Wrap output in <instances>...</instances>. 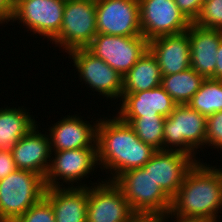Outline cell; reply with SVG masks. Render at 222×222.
Here are the masks:
<instances>
[{
  "mask_svg": "<svg viewBox=\"0 0 222 222\" xmlns=\"http://www.w3.org/2000/svg\"><path fill=\"white\" fill-rule=\"evenodd\" d=\"M65 0H14L10 22L18 21L51 42L60 32Z\"/></svg>",
  "mask_w": 222,
  "mask_h": 222,
  "instance_id": "9",
  "label": "cell"
},
{
  "mask_svg": "<svg viewBox=\"0 0 222 222\" xmlns=\"http://www.w3.org/2000/svg\"><path fill=\"white\" fill-rule=\"evenodd\" d=\"M211 1H214V0H202L203 4L209 3Z\"/></svg>",
  "mask_w": 222,
  "mask_h": 222,
  "instance_id": "35",
  "label": "cell"
},
{
  "mask_svg": "<svg viewBox=\"0 0 222 222\" xmlns=\"http://www.w3.org/2000/svg\"><path fill=\"white\" fill-rule=\"evenodd\" d=\"M14 11V0H0V24L10 22Z\"/></svg>",
  "mask_w": 222,
  "mask_h": 222,
  "instance_id": "32",
  "label": "cell"
},
{
  "mask_svg": "<svg viewBox=\"0 0 222 222\" xmlns=\"http://www.w3.org/2000/svg\"><path fill=\"white\" fill-rule=\"evenodd\" d=\"M139 4L140 28L148 41L186 32L192 24L174 0H139Z\"/></svg>",
  "mask_w": 222,
  "mask_h": 222,
  "instance_id": "12",
  "label": "cell"
},
{
  "mask_svg": "<svg viewBox=\"0 0 222 222\" xmlns=\"http://www.w3.org/2000/svg\"><path fill=\"white\" fill-rule=\"evenodd\" d=\"M188 105L206 117L222 111V80L205 79Z\"/></svg>",
  "mask_w": 222,
  "mask_h": 222,
  "instance_id": "24",
  "label": "cell"
},
{
  "mask_svg": "<svg viewBox=\"0 0 222 222\" xmlns=\"http://www.w3.org/2000/svg\"><path fill=\"white\" fill-rule=\"evenodd\" d=\"M120 104L118 117H168L177 105L161 85L147 91L121 94Z\"/></svg>",
  "mask_w": 222,
  "mask_h": 222,
  "instance_id": "18",
  "label": "cell"
},
{
  "mask_svg": "<svg viewBox=\"0 0 222 222\" xmlns=\"http://www.w3.org/2000/svg\"><path fill=\"white\" fill-rule=\"evenodd\" d=\"M162 75L154 55L148 49L123 76L122 94L151 90L161 85Z\"/></svg>",
  "mask_w": 222,
  "mask_h": 222,
  "instance_id": "21",
  "label": "cell"
},
{
  "mask_svg": "<svg viewBox=\"0 0 222 222\" xmlns=\"http://www.w3.org/2000/svg\"><path fill=\"white\" fill-rule=\"evenodd\" d=\"M205 145L222 150V111L207 117Z\"/></svg>",
  "mask_w": 222,
  "mask_h": 222,
  "instance_id": "28",
  "label": "cell"
},
{
  "mask_svg": "<svg viewBox=\"0 0 222 222\" xmlns=\"http://www.w3.org/2000/svg\"><path fill=\"white\" fill-rule=\"evenodd\" d=\"M222 168L204 162L195 164L186 173L183 184L172 198L170 211L188 217L217 220L222 213Z\"/></svg>",
  "mask_w": 222,
  "mask_h": 222,
  "instance_id": "2",
  "label": "cell"
},
{
  "mask_svg": "<svg viewBox=\"0 0 222 222\" xmlns=\"http://www.w3.org/2000/svg\"><path fill=\"white\" fill-rule=\"evenodd\" d=\"M38 129V125L34 126L10 150L17 169L31 171L45 178L52 156L50 138L46 132L42 134Z\"/></svg>",
  "mask_w": 222,
  "mask_h": 222,
  "instance_id": "16",
  "label": "cell"
},
{
  "mask_svg": "<svg viewBox=\"0 0 222 222\" xmlns=\"http://www.w3.org/2000/svg\"><path fill=\"white\" fill-rule=\"evenodd\" d=\"M78 71L79 79L106 99L119 100L122 94L123 77L101 58L94 56L86 48H78L67 53Z\"/></svg>",
  "mask_w": 222,
  "mask_h": 222,
  "instance_id": "11",
  "label": "cell"
},
{
  "mask_svg": "<svg viewBox=\"0 0 222 222\" xmlns=\"http://www.w3.org/2000/svg\"><path fill=\"white\" fill-rule=\"evenodd\" d=\"M96 26L98 34L142 35L139 0H96Z\"/></svg>",
  "mask_w": 222,
  "mask_h": 222,
  "instance_id": "13",
  "label": "cell"
},
{
  "mask_svg": "<svg viewBox=\"0 0 222 222\" xmlns=\"http://www.w3.org/2000/svg\"><path fill=\"white\" fill-rule=\"evenodd\" d=\"M45 178L16 169L0 180V222H14L45 197Z\"/></svg>",
  "mask_w": 222,
  "mask_h": 222,
  "instance_id": "3",
  "label": "cell"
},
{
  "mask_svg": "<svg viewBox=\"0 0 222 222\" xmlns=\"http://www.w3.org/2000/svg\"><path fill=\"white\" fill-rule=\"evenodd\" d=\"M128 123L137 137L157 150H163V127L165 117H119Z\"/></svg>",
  "mask_w": 222,
  "mask_h": 222,
  "instance_id": "25",
  "label": "cell"
},
{
  "mask_svg": "<svg viewBox=\"0 0 222 222\" xmlns=\"http://www.w3.org/2000/svg\"><path fill=\"white\" fill-rule=\"evenodd\" d=\"M114 183L138 216H162L171 209L172 199L142 167L122 173Z\"/></svg>",
  "mask_w": 222,
  "mask_h": 222,
  "instance_id": "5",
  "label": "cell"
},
{
  "mask_svg": "<svg viewBox=\"0 0 222 222\" xmlns=\"http://www.w3.org/2000/svg\"><path fill=\"white\" fill-rule=\"evenodd\" d=\"M86 49L123 77L148 50V40L142 35L123 37L97 34Z\"/></svg>",
  "mask_w": 222,
  "mask_h": 222,
  "instance_id": "10",
  "label": "cell"
},
{
  "mask_svg": "<svg viewBox=\"0 0 222 222\" xmlns=\"http://www.w3.org/2000/svg\"><path fill=\"white\" fill-rule=\"evenodd\" d=\"M132 222H160L158 216H137Z\"/></svg>",
  "mask_w": 222,
  "mask_h": 222,
  "instance_id": "34",
  "label": "cell"
},
{
  "mask_svg": "<svg viewBox=\"0 0 222 222\" xmlns=\"http://www.w3.org/2000/svg\"><path fill=\"white\" fill-rule=\"evenodd\" d=\"M179 10L194 23L202 11V0H174Z\"/></svg>",
  "mask_w": 222,
  "mask_h": 222,
  "instance_id": "29",
  "label": "cell"
},
{
  "mask_svg": "<svg viewBox=\"0 0 222 222\" xmlns=\"http://www.w3.org/2000/svg\"><path fill=\"white\" fill-rule=\"evenodd\" d=\"M217 62L215 67V72L213 74V79L222 80V41L217 50Z\"/></svg>",
  "mask_w": 222,
  "mask_h": 222,
  "instance_id": "33",
  "label": "cell"
},
{
  "mask_svg": "<svg viewBox=\"0 0 222 222\" xmlns=\"http://www.w3.org/2000/svg\"><path fill=\"white\" fill-rule=\"evenodd\" d=\"M206 124L207 117L188 104L176 105L173 112L165 117L163 150L183 152L196 162L201 161L195 158L199 152L197 149L205 147Z\"/></svg>",
  "mask_w": 222,
  "mask_h": 222,
  "instance_id": "4",
  "label": "cell"
},
{
  "mask_svg": "<svg viewBox=\"0 0 222 222\" xmlns=\"http://www.w3.org/2000/svg\"><path fill=\"white\" fill-rule=\"evenodd\" d=\"M97 34L96 0H65L62 26L52 44L67 53L86 48Z\"/></svg>",
  "mask_w": 222,
  "mask_h": 222,
  "instance_id": "6",
  "label": "cell"
},
{
  "mask_svg": "<svg viewBox=\"0 0 222 222\" xmlns=\"http://www.w3.org/2000/svg\"><path fill=\"white\" fill-rule=\"evenodd\" d=\"M172 217L176 218L175 219L176 222H215L214 220H210L203 217H188V216L177 215L172 213L170 210L165 215L159 216L160 222H170L168 218L172 219Z\"/></svg>",
  "mask_w": 222,
  "mask_h": 222,
  "instance_id": "31",
  "label": "cell"
},
{
  "mask_svg": "<svg viewBox=\"0 0 222 222\" xmlns=\"http://www.w3.org/2000/svg\"><path fill=\"white\" fill-rule=\"evenodd\" d=\"M17 169L11 150H0V180Z\"/></svg>",
  "mask_w": 222,
  "mask_h": 222,
  "instance_id": "30",
  "label": "cell"
},
{
  "mask_svg": "<svg viewBox=\"0 0 222 222\" xmlns=\"http://www.w3.org/2000/svg\"><path fill=\"white\" fill-rule=\"evenodd\" d=\"M51 155L53 156L45 176L47 188L63 187V183L74 187L75 182L79 183L78 187H88L87 184L80 182L83 178L89 177L87 175H90L92 170L94 172L96 165H98L97 147L51 151ZM59 180H63V183L60 184Z\"/></svg>",
  "mask_w": 222,
  "mask_h": 222,
  "instance_id": "7",
  "label": "cell"
},
{
  "mask_svg": "<svg viewBox=\"0 0 222 222\" xmlns=\"http://www.w3.org/2000/svg\"><path fill=\"white\" fill-rule=\"evenodd\" d=\"M106 118V119H105ZM103 117L97 125V162L115 181L122 173L143 167L156 151L141 141L133 128L118 116ZM113 171V172H112Z\"/></svg>",
  "mask_w": 222,
  "mask_h": 222,
  "instance_id": "1",
  "label": "cell"
},
{
  "mask_svg": "<svg viewBox=\"0 0 222 222\" xmlns=\"http://www.w3.org/2000/svg\"><path fill=\"white\" fill-rule=\"evenodd\" d=\"M14 222H56L52 205L43 198Z\"/></svg>",
  "mask_w": 222,
  "mask_h": 222,
  "instance_id": "27",
  "label": "cell"
},
{
  "mask_svg": "<svg viewBox=\"0 0 222 222\" xmlns=\"http://www.w3.org/2000/svg\"><path fill=\"white\" fill-rule=\"evenodd\" d=\"M191 68L205 79H213L222 30L206 29L192 23L189 27Z\"/></svg>",
  "mask_w": 222,
  "mask_h": 222,
  "instance_id": "19",
  "label": "cell"
},
{
  "mask_svg": "<svg viewBox=\"0 0 222 222\" xmlns=\"http://www.w3.org/2000/svg\"><path fill=\"white\" fill-rule=\"evenodd\" d=\"M194 24L201 28L222 30V0L203 4L200 16Z\"/></svg>",
  "mask_w": 222,
  "mask_h": 222,
  "instance_id": "26",
  "label": "cell"
},
{
  "mask_svg": "<svg viewBox=\"0 0 222 222\" xmlns=\"http://www.w3.org/2000/svg\"><path fill=\"white\" fill-rule=\"evenodd\" d=\"M77 114L67 115L50 126L49 138L51 151L74 150L97 147V125L85 121Z\"/></svg>",
  "mask_w": 222,
  "mask_h": 222,
  "instance_id": "15",
  "label": "cell"
},
{
  "mask_svg": "<svg viewBox=\"0 0 222 222\" xmlns=\"http://www.w3.org/2000/svg\"><path fill=\"white\" fill-rule=\"evenodd\" d=\"M148 49L156 58L162 76L191 68L189 28L180 34L164 35L148 41Z\"/></svg>",
  "mask_w": 222,
  "mask_h": 222,
  "instance_id": "17",
  "label": "cell"
},
{
  "mask_svg": "<svg viewBox=\"0 0 222 222\" xmlns=\"http://www.w3.org/2000/svg\"><path fill=\"white\" fill-rule=\"evenodd\" d=\"M27 109L18 107L0 109V150H10L37 122Z\"/></svg>",
  "mask_w": 222,
  "mask_h": 222,
  "instance_id": "22",
  "label": "cell"
},
{
  "mask_svg": "<svg viewBox=\"0 0 222 222\" xmlns=\"http://www.w3.org/2000/svg\"><path fill=\"white\" fill-rule=\"evenodd\" d=\"M90 185L86 222H132L138 216L113 181L104 179Z\"/></svg>",
  "mask_w": 222,
  "mask_h": 222,
  "instance_id": "8",
  "label": "cell"
},
{
  "mask_svg": "<svg viewBox=\"0 0 222 222\" xmlns=\"http://www.w3.org/2000/svg\"><path fill=\"white\" fill-rule=\"evenodd\" d=\"M195 162L191 156L183 152L157 150L142 168L149 171L154 181L172 199Z\"/></svg>",
  "mask_w": 222,
  "mask_h": 222,
  "instance_id": "14",
  "label": "cell"
},
{
  "mask_svg": "<svg viewBox=\"0 0 222 222\" xmlns=\"http://www.w3.org/2000/svg\"><path fill=\"white\" fill-rule=\"evenodd\" d=\"M205 78L192 68L162 76L161 86L177 105L188 104Z\"/></svg>",
  "mask_w": 222,
  "mask_h": 222,
  "instance_id": "23",
  "label": "cell"
},
{
  "mask_svg": "<svg viewBox=\"0 0 222 222\" xmlns=\"http://www.w3.org/2000/svg\"><path fill=\"white\" fill-rule=\"evenodd\" d=\"M44 198L52 205L56 222H86L88 187L47 188Z\"/></svg>",
  "mask_w": 222,
  "mask_h": 222,
  "instance_id": "20",
  "label": "cell"
}]
</instances>
